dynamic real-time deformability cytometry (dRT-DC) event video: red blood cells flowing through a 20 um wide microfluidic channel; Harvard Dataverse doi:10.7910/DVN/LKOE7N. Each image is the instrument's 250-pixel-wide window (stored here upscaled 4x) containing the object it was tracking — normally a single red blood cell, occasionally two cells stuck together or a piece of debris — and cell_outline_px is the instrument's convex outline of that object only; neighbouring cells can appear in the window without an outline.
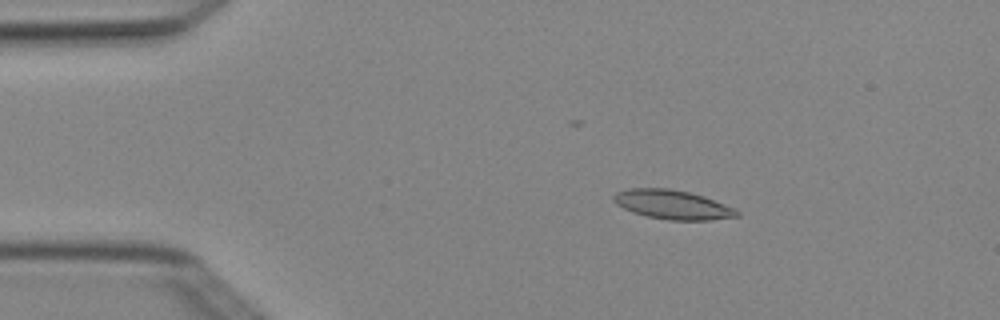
{"species": "Egyptian fruit bat (a non-hibernating species)", "species_latin": "Rousettus aegyptiacus", "temperature_condition": "cold", "stored_images_in_passage": 4, "camera_frame_rate_fps": 3000, "um_per_image_px": 0.085, "animal": {"sex": "female"}, "frame": {"image": 1, "passage_image": 1, "time_ms": 0.0, "image_size_px": [1000, 320], "cell_outline_px": [[740, 216], [712, 220], [668, 220], [648, 216], [632, 212], [616, 204], [612, 200], [612, 196], [616, 192], [628, 188], [668, 188], [688, 192], [704, 196], [736, 208], [740, 212]], "centroid_in_image_um": [57.18, 17.39], "position_along_channel_um": 27.8, "area_um2": 21.1}}
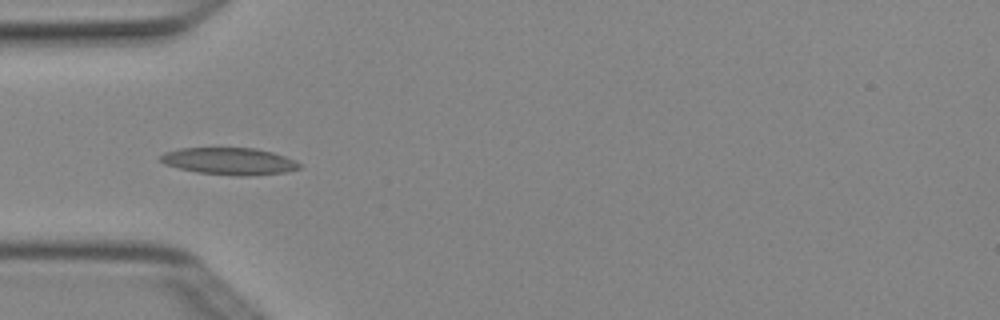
{"frame": {"image": 2, "passage_image": 3, "time_ms": 0.667, "image_size_px": [1000, 320], "cell_outline_px": [[300, 168], [284, 172], [244, 176], [232, 176], [196, 172], [164, 164], [160, 160], [160, 156], [164, 152], [180, 148], [256, 148], [272, 152], [284, 156], [300, 164]], "centroid_in_image_um": [19.45, 13.7], "position_along_channel_um": 65.6, "area_um2": 21.73}}
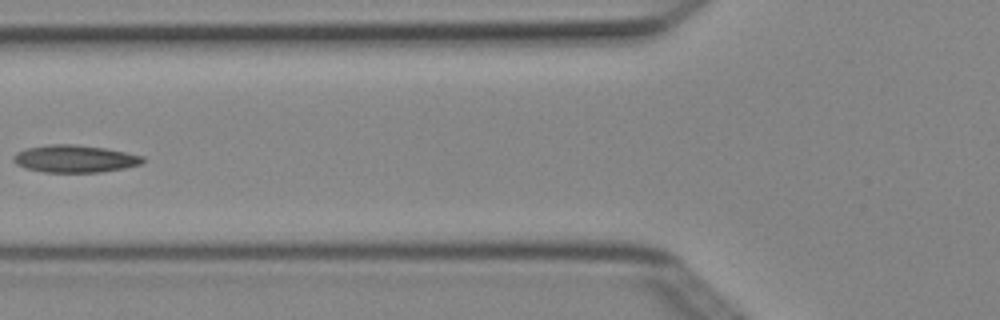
{"frame": {"image": 3, "passage_image": 4, "time_ms": 1.0, "image_size_px": [1000, 320], "cell_outline_px": [[144, 160], [140, 164], [124, 168], [100, 172], [44, 172], [24, 168], [16, 164], [12, 160], [12, 156], [16, 152], [28, 148], [48, 144], [76, 144], [104, 148], [144, 156]], "centroid_in_image_um": [6.31, 13.49], "position_along_channel_um": 119.5, "area_um2": 20.63}}